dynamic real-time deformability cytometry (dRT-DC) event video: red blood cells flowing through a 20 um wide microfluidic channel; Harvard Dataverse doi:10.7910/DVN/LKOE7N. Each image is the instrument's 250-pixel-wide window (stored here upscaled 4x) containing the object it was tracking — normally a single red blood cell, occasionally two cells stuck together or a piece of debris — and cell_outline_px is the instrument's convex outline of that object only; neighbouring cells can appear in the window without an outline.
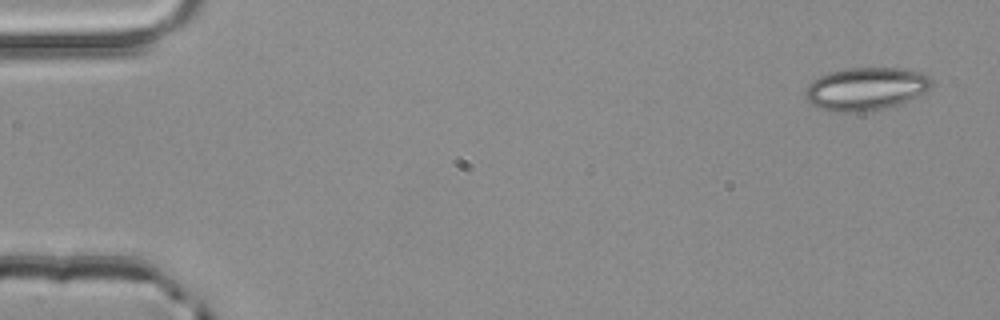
{"species": "common noctule bat (a hibernating species)", "species_latin": "Nyctalus noctula", "temperature_condition": "room temperature", "stored_images_in_passage": 3, "camera_frame_rate_fps": 3000, "um_per_image_px": 0.085, "animal": {"sex": "male", "body_mass_g": 20.4}, "frame": {"image": 1, "passage_image": 1, "time_ms": 0.0, "image_size_px": [1000, 320], "cell_outline_px": [[932, 84], [924, 92], [900, 104], [884, 108], [860, 112], [832, 112], [816, 108], [808, 104], [804, 96], [804, 92], [808, 84], [812, 80], [820, 76], [832, 72], [848, 68], [904, 68], [920, 72], [928, 76], [932, 80]], "centroid_in_image_um": [73.53, 7.56], "position_along_channel_um": 11.5, "area_um2": 31.73}}